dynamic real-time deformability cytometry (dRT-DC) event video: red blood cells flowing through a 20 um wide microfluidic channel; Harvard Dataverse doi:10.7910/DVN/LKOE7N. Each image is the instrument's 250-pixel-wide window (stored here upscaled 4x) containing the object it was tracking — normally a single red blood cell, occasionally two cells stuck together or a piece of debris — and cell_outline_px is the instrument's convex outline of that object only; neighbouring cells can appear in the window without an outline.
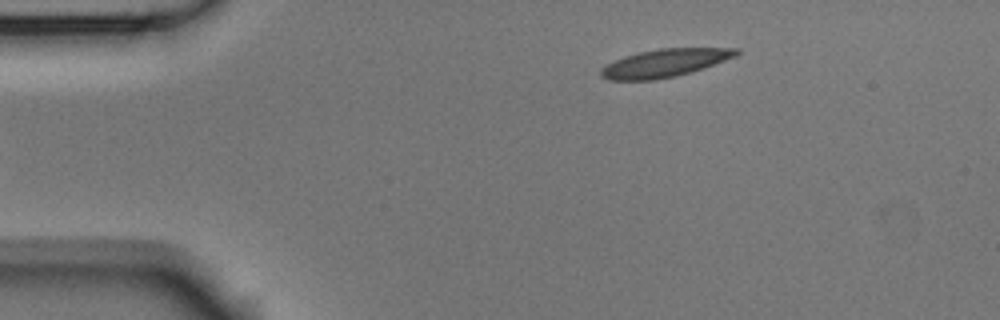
{"species": "Egyptian fruit bat (a non-hibernating species)", "species_latin": "Rousettus aegyptiacus", "temperature_condition": "room temperature", "stored_images_in_passage": 5, "camera_frame_rate_fps": 3000, "um_per_image_px": 0.085, "animal": {"sex": "male"}, "frame": {"image": 1, "passage_image": 5, "time_ms": 1.333, "image_size_px": [1000, 320], "cell_outline_px": [[740, 52], [736, 56], [704, 68], [692, 72], [676, 76], [652, 80], [608, 80], [600, 76], [600, 68], [624, 56], [640, 52], [660, 48], [740, 48]], "centroid_in_image_um": [56.51, 5.36], "position_along_channel_um": 28.5, "area_um2": 22.02}}